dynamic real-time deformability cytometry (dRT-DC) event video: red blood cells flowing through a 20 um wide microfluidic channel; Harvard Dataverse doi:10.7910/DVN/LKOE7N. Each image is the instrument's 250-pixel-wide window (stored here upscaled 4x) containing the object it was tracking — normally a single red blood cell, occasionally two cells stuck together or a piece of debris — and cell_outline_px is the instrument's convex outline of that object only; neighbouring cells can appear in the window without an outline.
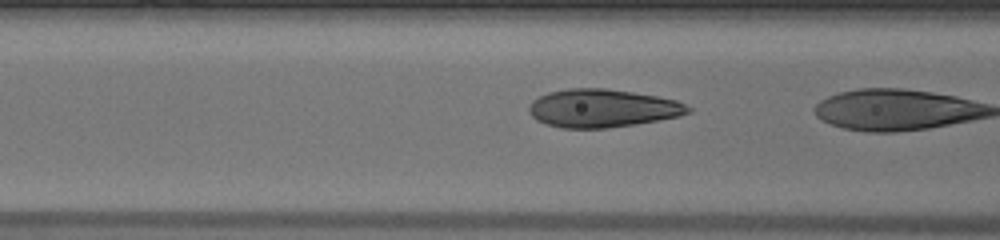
{"species": "human", "species_latin": "Homo sapiens", "temperature_condition": "warm", "stored_images_in_passage": 19, "camera_frame_rate_fps": 3000, "um_per_image_px": 0.085, "donor": {"sex": "male"}, "frame": {"image": 1, "passage_image": 18, "time_ms": 5.667, "image_size_px": [1000, 240], "cell_outline_px": [[692, 112], [680, 116], [636, 124], [608, 128], [560, 128], [544, 124], [536, 120], [528, 112], [528, 104], [532, 100], [548, 92], [568, 88], [604, 88], [632, 92], [656, 96], [676, 100], [692, 108]], "centroid_in_image_um": [51.17, 9.21], "position_along_channel_um": 115.4, "area_um2": 35.6}}